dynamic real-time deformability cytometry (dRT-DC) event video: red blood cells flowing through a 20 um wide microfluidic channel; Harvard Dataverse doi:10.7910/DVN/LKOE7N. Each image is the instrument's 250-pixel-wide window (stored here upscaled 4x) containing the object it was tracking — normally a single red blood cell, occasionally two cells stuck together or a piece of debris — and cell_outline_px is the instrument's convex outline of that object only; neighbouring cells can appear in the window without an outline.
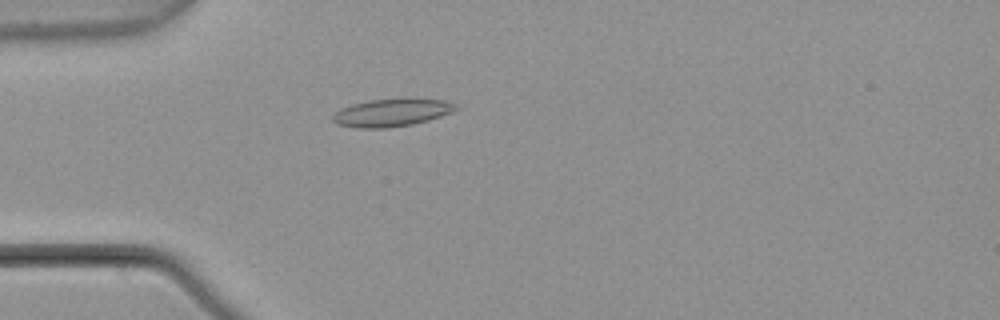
{"species": "common noctule bat (a hibernating species)", "species_latin": "Nyctalus noctula", "temperature_condition": "warm", "stored_images_in_passage": 4, "camera_frame_rate_fps": 3000, "um_per_image_px": 0.085, "animal": {"sex": "male", "body_mass_g": 21.5, "forearm_length_mm": 52.0}, "frame": {"image": 1, "passage_image": 4, "time_ms": 1.0, "image_size_px": [1000, 320], "cell_outline_px": [[460, 108], [452, 112], [428, 120], [412, 124], [384, 128], [356, 128], [336, 124], [332, 120], [332, 116], [340, 108], [352, 104], [368, 100], [404, 96], [408, 96], [444, 100], [456, 104]], "centroid_in_image_um": [33.32, 9.53], "position_along_channel_um": 51.7, "area_um2": 20.58}}